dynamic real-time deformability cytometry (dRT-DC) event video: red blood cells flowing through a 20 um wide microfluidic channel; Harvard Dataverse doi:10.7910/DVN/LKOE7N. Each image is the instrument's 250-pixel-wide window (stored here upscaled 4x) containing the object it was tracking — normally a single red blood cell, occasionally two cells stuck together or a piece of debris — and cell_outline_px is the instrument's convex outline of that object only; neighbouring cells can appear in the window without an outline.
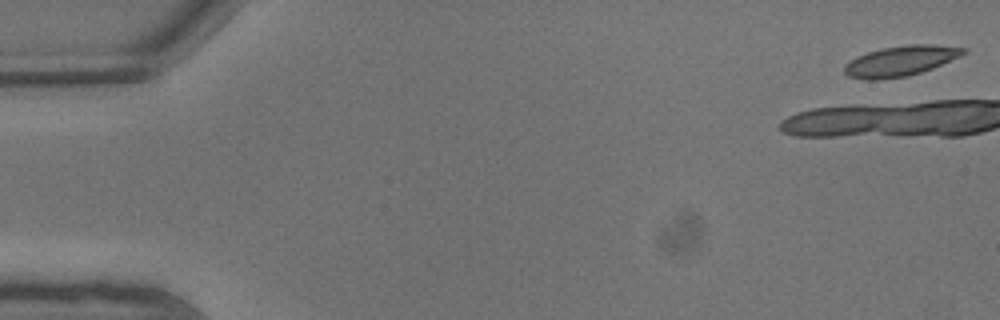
{"species": "common noctule bat (a hibernating species)", "species_latin": "Nyctalus noctula", "temperature_condition": "warm", "stored_images_in_passage": 8, "camera_frame_rate_fps": 3000, "um_per_image_px": 0.085, "animal": {"sex": "male", "body_mass_g": 13.3}, "frame": {"image": 1, "passage_image": 1, "time_ms": 0.0, "image_size_px": [1000, 320], "cell_outline_px": [[968, 52], [960, 56], [932, 68], [908, 76], [876, 80], [868, 80], [848, 76], [844, 72], [844, 64], [856, 56], [880, 48], [908, 44], [932, 44], [968, 48]], "centroid_in_image_um": [76.54, 5.17], "position_along_channel_um": 8.5, "area_um2": 21.1}}